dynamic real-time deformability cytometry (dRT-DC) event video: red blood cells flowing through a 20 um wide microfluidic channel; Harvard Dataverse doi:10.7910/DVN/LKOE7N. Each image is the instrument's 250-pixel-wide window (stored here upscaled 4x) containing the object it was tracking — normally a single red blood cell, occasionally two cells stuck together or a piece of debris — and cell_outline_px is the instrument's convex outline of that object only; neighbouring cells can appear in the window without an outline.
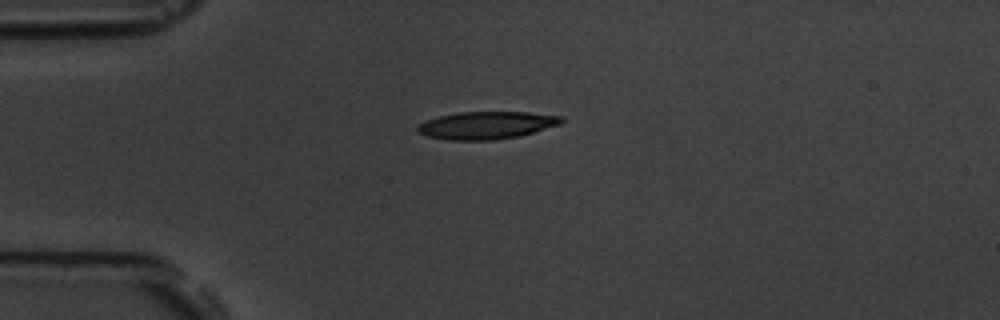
{"species": "common noctule bat (a hibernating species)", "species_latin": "Nyctalus noctula", "temperature_condition": "room temperature", "stored_images_in_passage": 7, "camera_frame_rate_fps": 3000, "um_per_image_px": 0.085, "animal": {"sex": "male", "body_mass_g": 19.5, "forearm_length_mm": 54.6}, "frame": {"image": 1, "passage_image": 1, "time_ms": 0.0, "image_size_px": [1000, 320], "cell_outline_px": [[564, 120], [560, 124], [520, 136], [492, 140], [448, 140], [428, 136], [416, 132], [416, 128], [424, 120], [440, 116], [460, 112], [528, 112], [564, 116]], "centroid_in_image_um": [41.36, 10.64], "position_along_channel_um": 43.6, "area_um2": 23.12}}
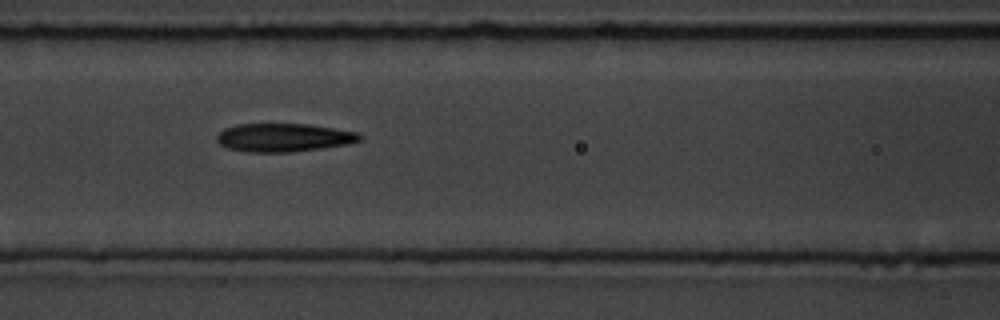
{"frame": {"image": 2, "passage_image": 4, "time_ms": 3.333, "image_size_px": [1000, 320], "cell_outline_px": [[364, 136], [360, 140], [348, 144], [292, 152], [248, 152], [228, 148], [220, 144], [216, 140], [216, 136], [224, 128], [236, 124], [308, 124], [356, 132]], "centroid_in_image_um": [24.09, 11.69], "position_along_channel_um": 142.5, "area_um2": 23.52}}
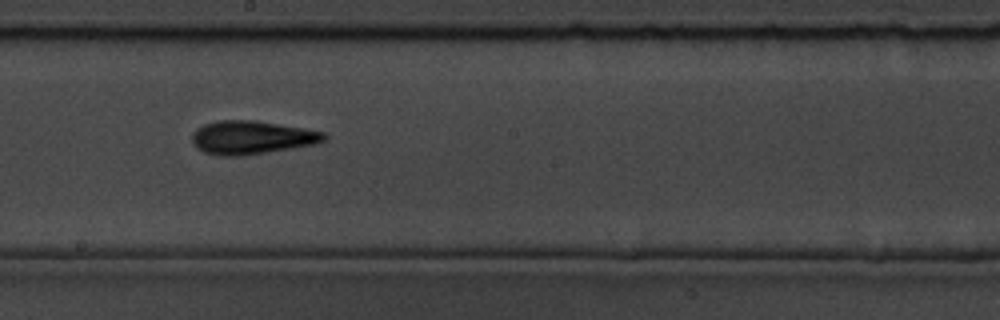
{"frame": {"image": 3, "passage_image": 6, "time_ms": 5.667, "image_size_px": [1000, 320], "cell_outline_px": [[328, 136], [324, 140], [316, 144], [240, 156], [220, 156], [204, 152], [196, 148], [192, 144], [192, 132], [196, 128], [204, 124], [216, 120], [256, 120], [304, 128], [324, 132]], "centroid_in_image_um": [21.35, 11.68], "position_along_channel_um": 226.8, "area_um2": 25.84}}